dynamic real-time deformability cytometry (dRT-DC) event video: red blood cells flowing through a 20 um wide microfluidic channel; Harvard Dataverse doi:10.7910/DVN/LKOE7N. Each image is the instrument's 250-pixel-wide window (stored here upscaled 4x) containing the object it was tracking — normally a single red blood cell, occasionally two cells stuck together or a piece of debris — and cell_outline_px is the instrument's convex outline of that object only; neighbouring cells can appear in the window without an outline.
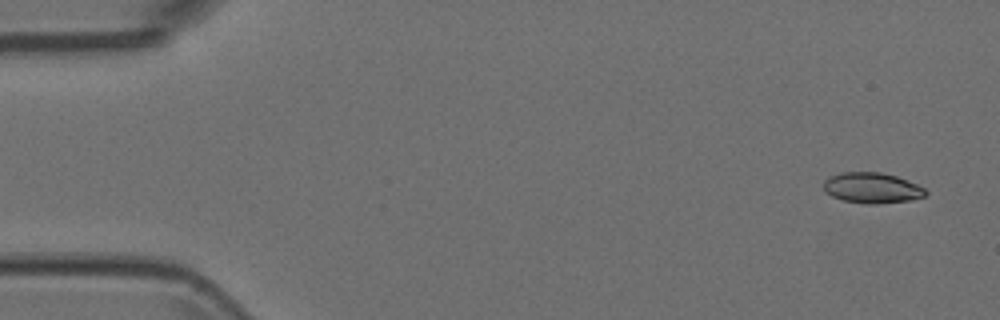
{"species": "Egyptian fruit bat (a non-hibernating species)", "species_latin": "Rousettus aegyptiacus", "temperature_condition": "room temperature", "stored_images_in_passage": 4, "camera_frame_rate_fps": 3000, "um_per_image_px": 0.085, "animal": {"sex": "female"}, "frame": {"image": 1, "passage_image": 1, "time_ms": 0.0, "image_size_px": [1000, 320], "cell_outline_px": [[928, 192], [924, 196], [908, 200], [876, 204], [868, 204], [844, 200], [832, 196], [824, 192], [824, 180], [828, 176], [840, 172], [880, 172], [896, 176], [908, 180], [924, 188]], "centroid_in_image_um": [74.08, 15.96], "position_along_channel_um": 10.9, "area_um2": 18.15}}
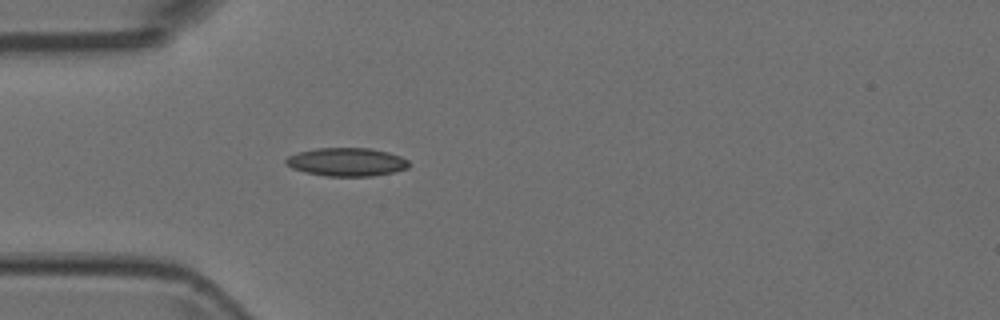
{"frame": {"image": 2, "passage_image": 4, "time_ms": 1.0, "image_size_px": [1000, 320], "cell_outline_px": [[408, 168], [392, 172], [372, 176], [324, 176], [304, 172], [292, 168], [284, 164], [284, 160], [288, 156], [296, 152], [316, 148], [372, 148], [388, 152], [400, 156], [408, 160]], "centroid_in_image_um": [29.41, 13.76], "position_along_channel_um": 55.6, "area_um2": 20.46}}